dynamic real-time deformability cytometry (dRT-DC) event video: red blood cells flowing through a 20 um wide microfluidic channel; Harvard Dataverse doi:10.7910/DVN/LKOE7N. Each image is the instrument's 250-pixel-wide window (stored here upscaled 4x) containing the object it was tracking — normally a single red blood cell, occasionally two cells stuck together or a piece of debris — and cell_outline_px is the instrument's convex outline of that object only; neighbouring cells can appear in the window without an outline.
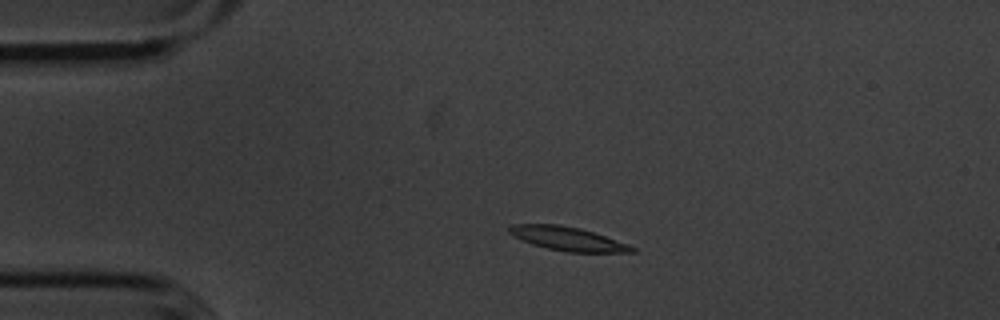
{"species": "common noctule bat (a hibernating species)", "species_latin": "Nyctalus noctula", "temperature_condition": "cold", "stored_images_in_passage": 45, "camera_frame_rate_fps": 3000, "um_per_image_px": 0.085, "animal": {"sex": "male", "body_mass_g": 20.1, "forearm_length_mm": 53.5}, "frame": {"image": 1, "passage_image": 1, "time_ms": 0.0, "image_size_px": [1000, 320], "cell_outline_px": [[636, 252], [568, 252], [544, 248], [520, 240], [508, 232], [508, 224], [560, 224], [580, 228], [628, 244], [636, 248]], "centroid_in_image_um": [48.19, 20.29], "position_along_channel_um": 36.8, "area_um2": 17.05}}
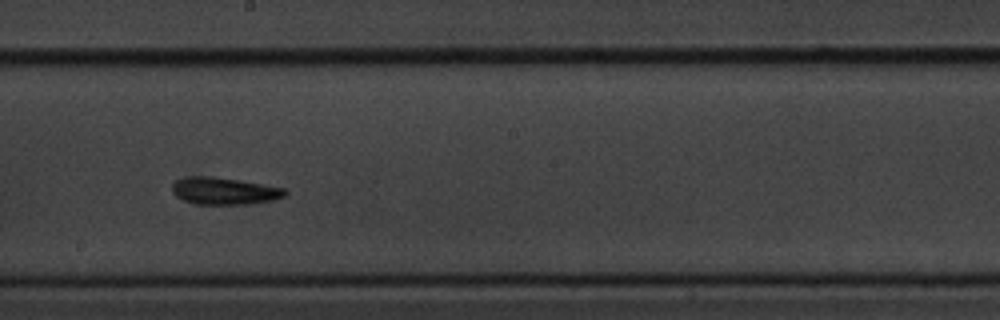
{"frame": {"image": 2, "passage_image": 20, "time_ms": 6.333, "image_size_px": [1000, 320], "cell_outline_px": [[288, 192], [284, 196], [272, 200], [252, 204], [196, 204], [184, 200], [176, 196], [172, 192], [172, 184], [176, 180], [188, 176], [212, 176], [240, 180], [288, 188]], "centroid_in_image_um": [19.09, 16.22], "position_along_channel_um": 229.1, "area_um2": 18.03}}
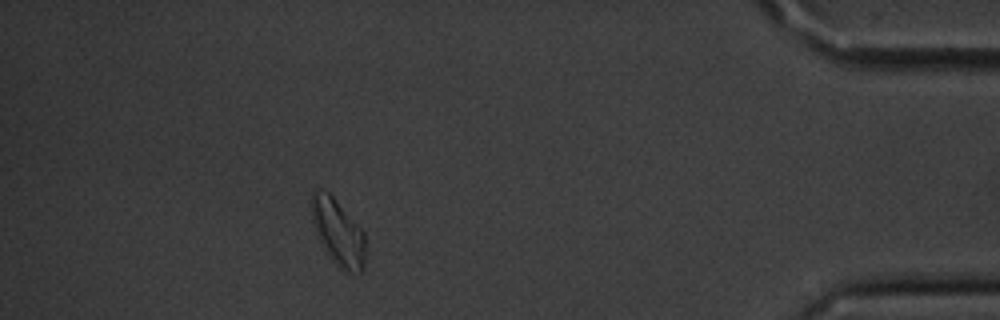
{"frame": {"image": 3, "passage_image": 39, "time_ms": 12.667, "image_size_px": [1000, 320], "cell_outline_px": [[364, 268], [360, 272], [344, 272], [328, 256], [316, 236], [312, 220], [308, 200], [312, 192], [316, 188], [328, 192], [332, 196], [364, 232]], "centroid_in_image_um": [28.66, 19.72], "position_along_channel_um": 406.5, "area_um2": 21.04}, "authors_computed_cell_mechanics": {"area_um2": 17.2822, "velocity_mm_per_s": 3.5721, "shape_relaxation_time_tau1_ms": 2.8636, "shape_relaxation_time_tau2_ms": 4.6105, "deformation_change_tau1": 0.122, "deformation_change_tau2": 0.1319}}